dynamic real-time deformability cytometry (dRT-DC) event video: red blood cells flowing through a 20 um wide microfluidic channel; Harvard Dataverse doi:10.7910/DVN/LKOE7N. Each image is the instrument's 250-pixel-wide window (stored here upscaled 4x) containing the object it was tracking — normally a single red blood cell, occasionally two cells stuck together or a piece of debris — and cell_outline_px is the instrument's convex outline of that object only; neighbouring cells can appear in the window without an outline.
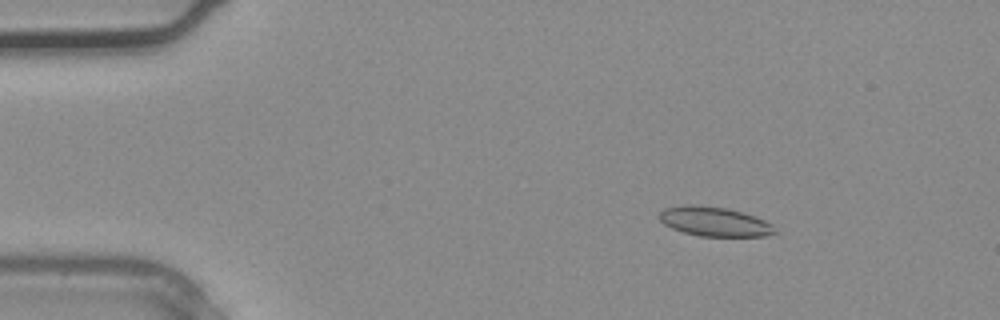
{"species": "common noctule bat (a hibernating species)", "species_latin": "Nyctalus noctula", "temperature_condition": "warm", "stored_images_in_passage": 36, "camera_frame_rate_fps": 3000, "um_per_image_px": 0.085, "animal": {"sex": "male", "body_mass_g": 20.4}, "frame": {"image": 1, "passage_image": 5, "time_ms": 1.333, "image_size_px": [1000, 320], "cell_outline_px": [[776, 232], [768, 236], [700, 236], [684, 232], [672, 228], [664, 224], [660, 220], [660, 212], [664, 208], [688, 204], [696, 204], [728, 208], [744, 212], [756, 216], [772, 224]], "centroid_in_image_um": [60.74, 18.82], "position_along_channel_um": 24.3, "area_um2": 19.88}}
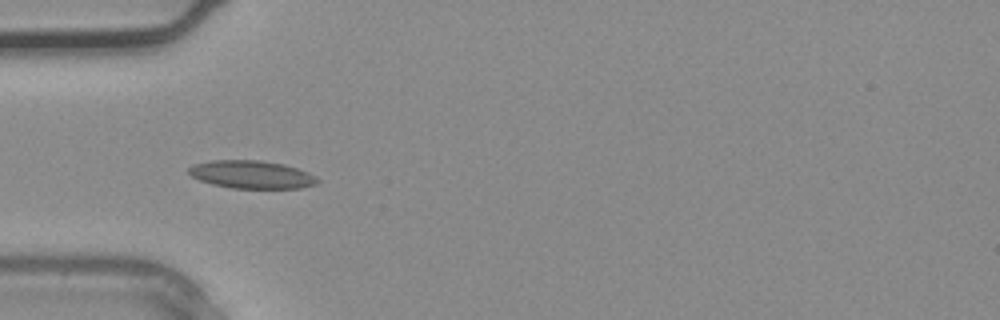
{"frame": {"image": 2, "passage_image": 11, "time_ms": 3.333, "image_size_px": [1000, 320], "cell_outline_px": [[320, 180], [316, 184], [300, 188], [232, 188], [212, 184], [200, 180], [192, 176], [188, 172], [188, 168], [192, 164], [212, 160], [260, 160], [284, 164], [308, 172], [316, 176]], "centroid_in_image_um": [21.38, 14.83], "position_along_channel_um": 63.6, "area_um2": 20.98}}
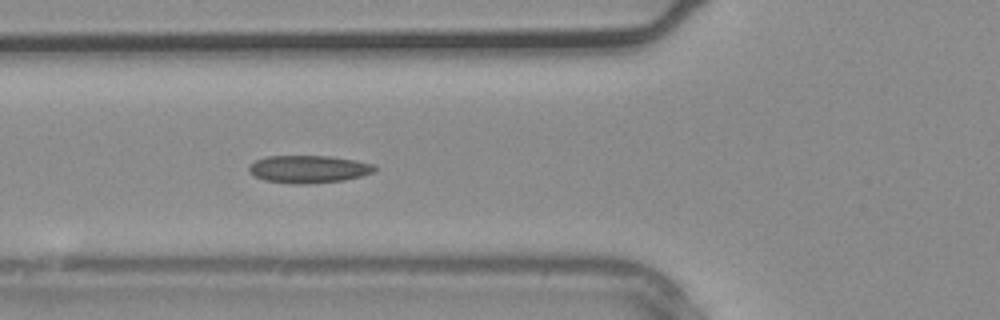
{"frame": {"image": 3, "passage_image": 13, "time_ms": 4.0, "image_size_px": [1000, 320], "cell_outline_px": [[376, 168], [372, 172], [360, 176], [344, 180], [300, 184], [292, 184], [264, 180], [248, 172], [248, 164], [256, 160], [268, 156], [328, 156], [356, 160], [372, 164]], "centroid_in_image_um": [26.17, 14.37], "position_along_channel_um": 99.6, "area_um2": 20.06}}